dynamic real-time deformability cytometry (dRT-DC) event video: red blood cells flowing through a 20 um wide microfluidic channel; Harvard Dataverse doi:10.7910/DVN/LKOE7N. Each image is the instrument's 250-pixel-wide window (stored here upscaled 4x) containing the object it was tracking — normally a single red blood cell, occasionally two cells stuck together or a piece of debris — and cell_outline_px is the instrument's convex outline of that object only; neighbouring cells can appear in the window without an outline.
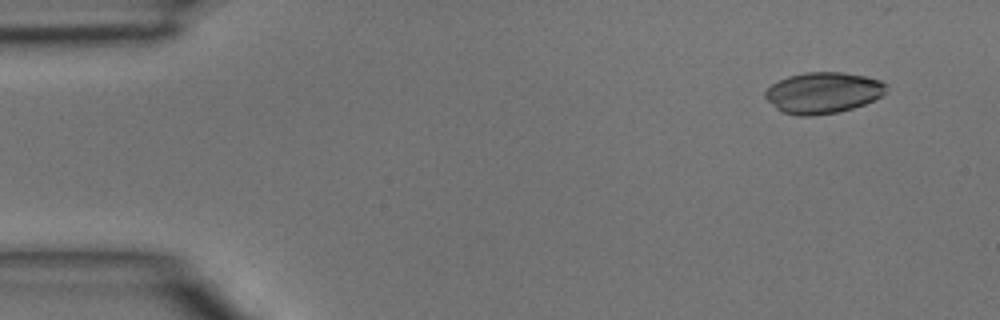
{"species": "common noctule bat (a hibernating species)", "species_latin": "Nyctalus noctula", "temperature_condition": "room temperature", "stored_images_in_passage": 4, "camera_frame_rate_fps": 3000, "um_per_image_px": 0.085, "animal": {"sex": "male", "body_mass_g": 15.6}, "frame": {"image": 1, "passage_image": 1, "time_ms": 0.0, "image_size_px": [1000, 320], "cell_outline_px": [[888, 92], [864, 104], [852, 108], [836, 112], [812, 116], [800, 116], [784, 112], [776, 108], [764, 96], [764, 92], [772, 84], [788, 76], [804, 72], [840, 72], [864, 76], [880, 80], [884, 84]], "centroid_in_image_um": [69.94, 7.88], "position_along_channel_um": 15.1, "area_um2": 28.73}}